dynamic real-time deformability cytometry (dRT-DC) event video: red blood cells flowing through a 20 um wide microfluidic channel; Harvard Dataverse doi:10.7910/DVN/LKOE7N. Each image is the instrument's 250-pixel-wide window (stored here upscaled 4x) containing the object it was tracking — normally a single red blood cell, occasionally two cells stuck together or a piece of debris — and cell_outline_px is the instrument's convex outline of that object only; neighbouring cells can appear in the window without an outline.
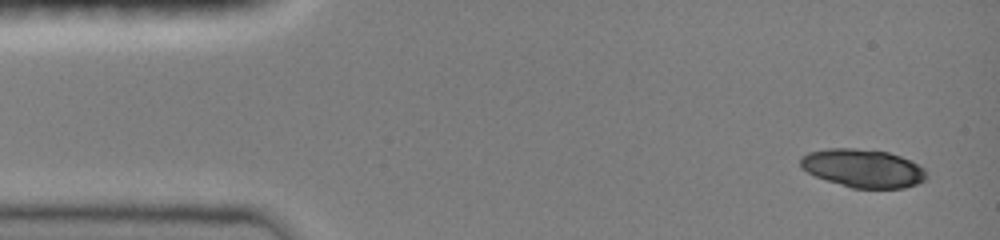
{"species": "common noctule bat (a hibernating species)", "species_latin": "Nyctalus noctula", "temperature_condition": "room temperature", "stored_images_in_passage": 80, "camera_frame_rate_fps": 3000, "um_per_image_px": 0.085, "animal": {"sex": "female", "body_mass_g": 19.0, "forearm_length_mm": 51.5}, "frame": {"image": 1, "passage_image": 1, "time_ms": 0.0, "image_size_px": [1000, 240], "cell_outline_px": [[924, 180], [916, 184], [904, 188], [852, 188], [816, 176], [800, 168], [800, 156], [808, 152], [828, 148], [856, 148], [888, 152], [900, 156], [924, 168]], "centroid_in_image_um": [73.3, 14.29], "position_along_channel_um": 11.7, "area_um2": 27.86}}